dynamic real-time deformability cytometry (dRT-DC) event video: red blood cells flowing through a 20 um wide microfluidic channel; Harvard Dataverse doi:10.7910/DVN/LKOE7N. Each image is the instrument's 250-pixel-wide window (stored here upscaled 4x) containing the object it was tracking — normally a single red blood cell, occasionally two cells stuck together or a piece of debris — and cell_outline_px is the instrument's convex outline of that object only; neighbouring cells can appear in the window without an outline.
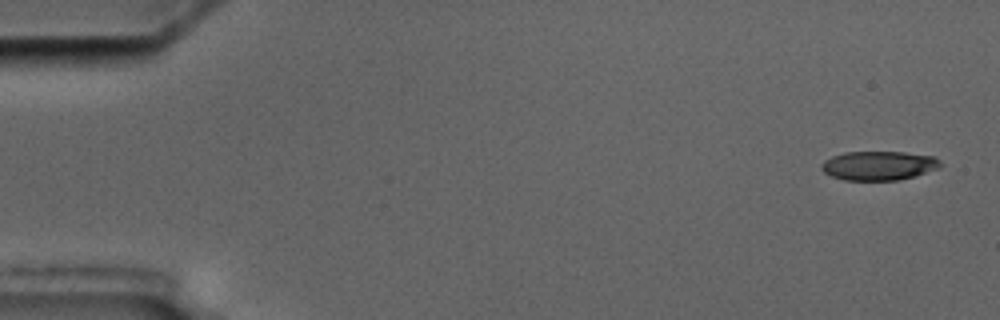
{"species": "common noctule bat (a hibernating species)", "species_latin": "Nyctalus noctula", "temperature_condition": "cold", "stored_images_in_passage": 8, "camera_frame_rate_fps": 3000, "um_per_image_px": 0.085, "animal": {"sex": "male", "body_mass_g": 17.5, "forearm_length_mm": 52.3}, "frame": {"image": 1, "passage_image": 1, "time_ms": 0.0, "image_size_px": [1000, 320], "cell_outline_px": [[944, 164], [940, 168], [916, 176], [896, 180], [844, 180], [832, 176], [824, 172], [820, 168], [820, 164], [824, 160], [832, 156], [844, 152], [904, 152], [936, 156]], "centroid_in_image_um": [74.73, 14.07], "position_along_channel_um": 10.3, "area_um2": 20.46}}
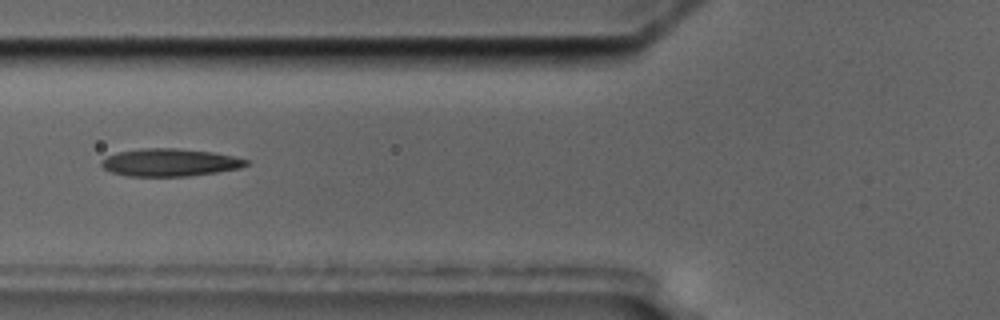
{"frame": {"image": 2, "passage_image": 6, "time_ms": 6.667, "image_size_px": [1000, 320], "cell_outline_px": [[248, 164], [240, 168], [216, 172], [188, 176], [128, 176], [112, 172], [104, 168], [100, 164], [100, 160], [116, 152], [140, 148], [176, 148], [212, 152], [232, 156], [248, 160]], "centroid_in_image_um": [14.4, 13.8], "position_along_channel_um": 111.4, "area_um2": 23.24}}
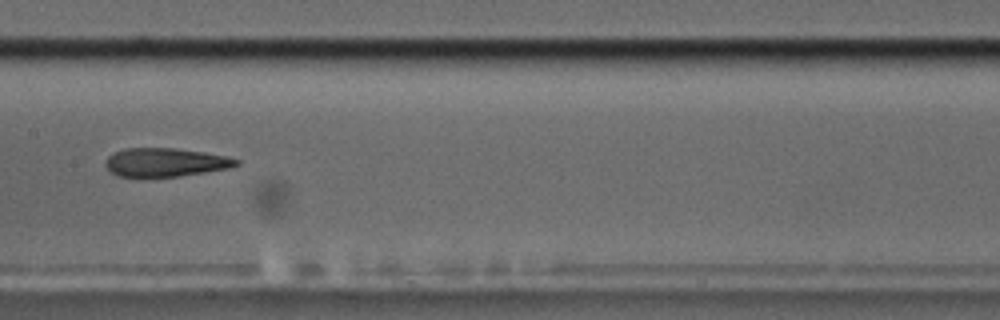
{"frame": {"image": 3, "passage_image": 8, "time_ms": 9.0, "image_size_px": [1000, 320], "cell_outline_px": [[240, 164], [228, 168], [180, 176], [120, 176], [112, 172], [104, 164], [108, 156], [112, 152], [124, 148], [172, 148], [204, 152], [224, 156], [240, 160]], "centroid_in_image_um": [14.04, 13.78], "position_along_channel_um": 193.4, "area_um2": 21.5}}